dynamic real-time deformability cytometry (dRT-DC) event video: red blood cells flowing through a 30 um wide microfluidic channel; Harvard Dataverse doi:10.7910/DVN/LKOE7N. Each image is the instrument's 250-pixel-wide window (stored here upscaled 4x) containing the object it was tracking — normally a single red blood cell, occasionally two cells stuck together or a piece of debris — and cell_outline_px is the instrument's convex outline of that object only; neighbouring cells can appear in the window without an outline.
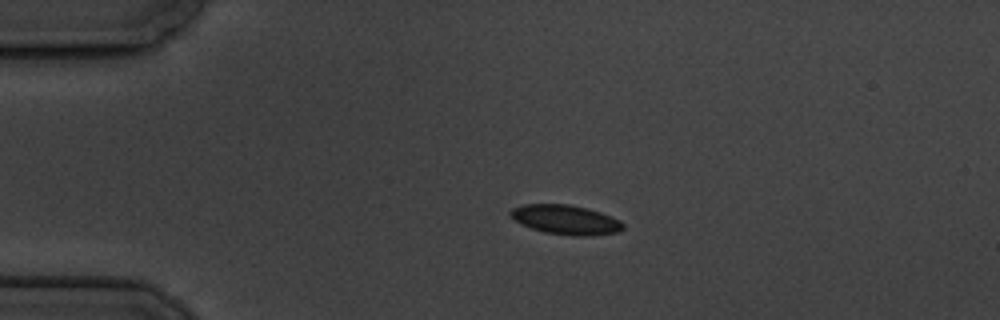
{"species": "common noctule bat (a hibernating species)", "species_latin": "Nyctalus noctula", "temperature_condition": "cold", "stored_images_in_passage": 8, "camera_frame_rate_fps": 3000, "um_per_image_px": 0.085, "animal": {"sex": "male", "body_mass_g": 19.5, "forearm_length_mm": 54.6}, "frame": {"image": 1, "passage_image": 3, "time_ms": 2.333, "image_size_px": [1000, 320], "cell_outline_px": [[624, 228], [620, 232], [592, 236], [572, 236], [544, 232], [520, 224], [508, 216], [508, 212], [512, 208], [524, 204], [568, 204], [600, 212], [620, 220], [624, 224]], "centroid_in_image_um": [48.06, 18.68], "position_along_channel_um": 36.9, "area_um2": 19.54}}
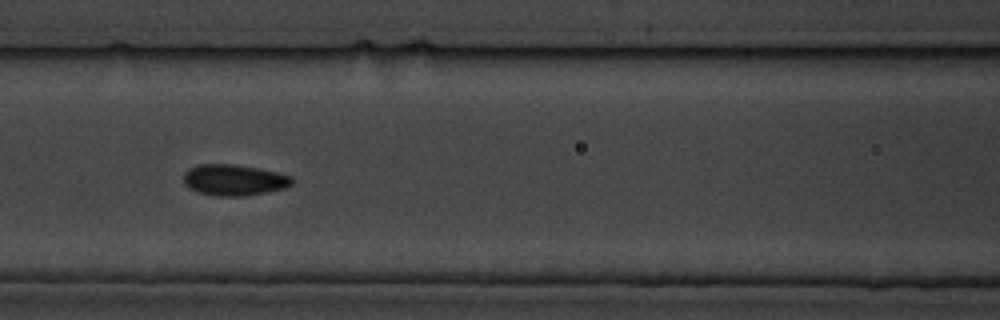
{"frame": {"image": 2, "passage_image": 7, "time_ms": 6.667, "image_size_px": [1000, 320], "cell_outline_px": [[292, 184], [284, 188], [268, 192], [244, 196], [216, 196], [196, 192], [188, 188], [184, 184], [184, 172], [188, 168], [200, 164], [232, 164], [260, 168], [292, 176]], "centroid_in_image_um": [19.86, 15.3], "position_along_channel_um": 146.7, "area_um2": 19.83}}
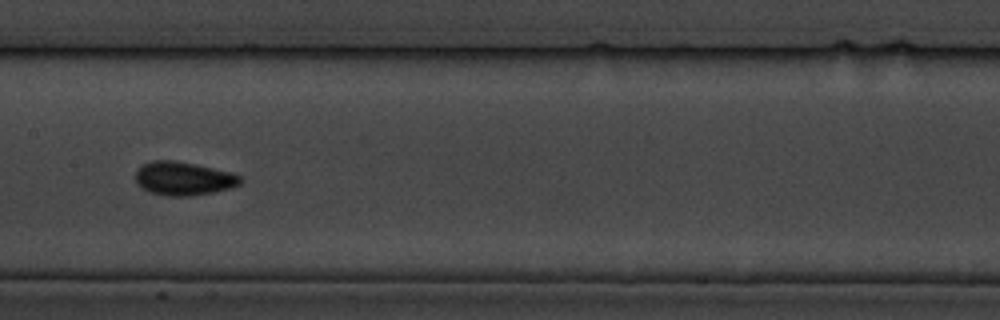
{"frame": {"image": 3, "passage_image": 8, "time_ms": 8.0, "image_size_px": [1000, 320], "cell_outline_px": [[244, 180], [240, 184], [232, 188], [212, 192], [188, 196], [164, 196], [148, 192], [136, 184], [136, 168], [152, 160], [176, 160], [196, 164], [232, 172], [240, 176]], "centroid_in_image_um": [15.59, 15.17], "position_along_channel_um": 191.8, "area_um2": 20.81}}